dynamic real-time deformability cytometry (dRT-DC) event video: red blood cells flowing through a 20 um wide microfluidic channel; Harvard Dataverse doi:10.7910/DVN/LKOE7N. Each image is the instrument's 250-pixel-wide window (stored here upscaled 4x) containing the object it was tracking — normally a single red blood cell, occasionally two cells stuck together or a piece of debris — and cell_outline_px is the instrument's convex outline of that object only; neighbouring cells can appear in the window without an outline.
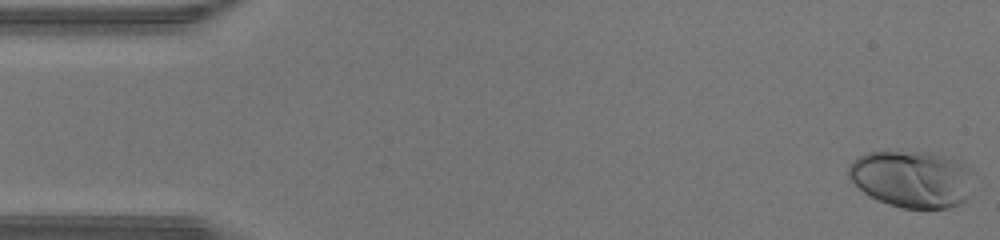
{"species": "human", "species_latin": "Homo sapiens", "temperature_condition": "warm", "stored_images_in_passage": 28, "camera_frame_rate_fps": 3000, "um_per_image_px": 0.085, "donor": {"sex": "male"}, "frame": {"image": 1, "passage_image": 1, "time_ms": 0.0, "image_size_px": [1000, 240], "cell_outline_px": [[976, 172], [968, 196], [960, 204], [948, 208], [904, 208], [888, 204], [864, 192], [848, 176], [848, 164], [852, 160], [868, 152], [888, 148], [928, 152], [944, 156], [964, 164]], "centroid_in_image_um": [77.53, 15.16], "position_along_channel_um": 7.5, "area_um2": 42.37}}
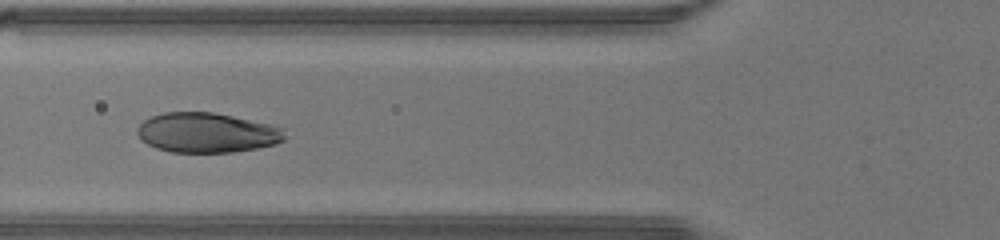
{"frame": {"image": 2, "passage_image": 16, "time_ms": 5.0, "image_size_px": [1000, 240], "cell_outline_px": [[288, 136], [284, 140], [276, 144], [256, 148], [232, 152], [172, 152], [156, 148], [140, 140], [136, 132], [136, 128], [148, 116], [164, 112], [212, 112], [272, 124], [284, 128]], "centroid_in_image_um": [17.59, 11.27], "position_along_channel_um": 108.2, "area_um2": 34.62}}
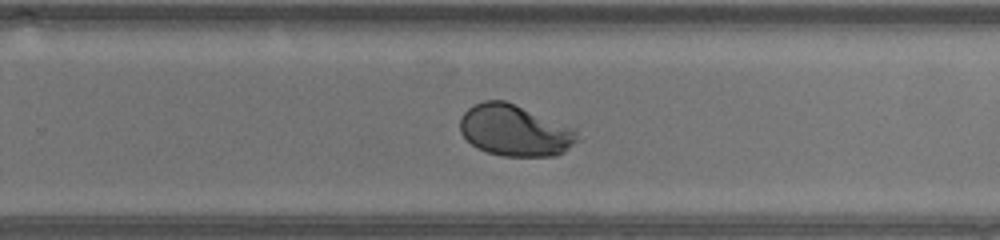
{"frame": {"image": 3, "passage_image": 27, "time_ms": 8.667, "image_size_px": [1000, 240], "cell_outline_px": [[580, 140], [564, 152], [556, 156], [504, 156], [488, 152], [476, 148], [460, 132], [460, 120], [464, 112], [468, 108], [484, 100], [504, 100], [576, 128]], "centroid_in_image_um": [43.79, 11.1], "position_along_channel_um": 286.0, "area_um2": 35.2}}